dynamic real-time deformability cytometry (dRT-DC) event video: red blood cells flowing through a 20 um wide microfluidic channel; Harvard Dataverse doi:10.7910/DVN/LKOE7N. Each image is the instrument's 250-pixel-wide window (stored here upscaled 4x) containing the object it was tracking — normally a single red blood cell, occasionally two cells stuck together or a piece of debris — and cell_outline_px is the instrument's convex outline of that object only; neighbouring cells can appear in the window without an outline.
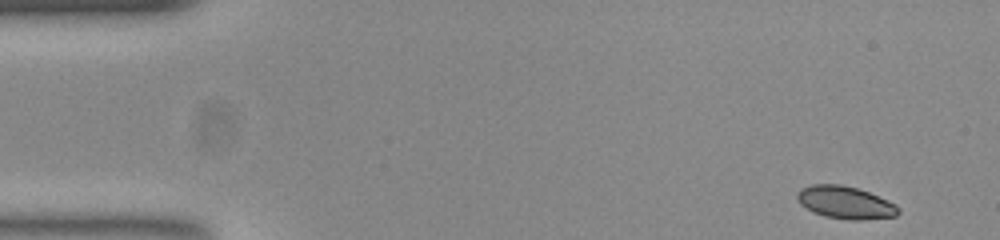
{"species": "common noctule bat (a hibernating species)", "species_latin": "Nyctalus noctula", "temperature_condition": "room temperature", "stored_images_in_passage": 50, "camera_frame_rate_fps": 3000, "um_per_image_px": 0.085, "animal": {"sex": "female", "body_mass_g": 23.0, "forearm_length_mm": 53.4}, "frame": {"image": 1, "passage_image": 1, "time_ms": 0.0, "image_size_px": [1000, 240], "cell_outline_px": [[900, 212], [896, 216], [860, 220], [848, 220], [824, 216], [812, 212], [800, 204], [796, 196], [796, 192], [800, 188], [812, 184], [840, 184], [856, 188], [868, 192], [888, 200], [896, 204], [900, 208]], "centroid_in_image_um": [71.83, 17.21], "position_along_channel_um": 13.2, "area_um2": 19.36}}
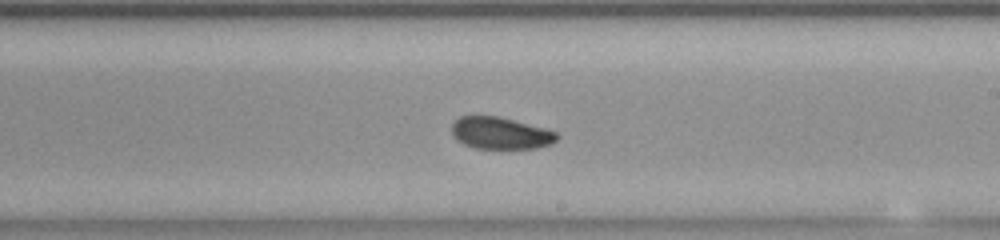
{"frame": {"image": 2, "passage_image": 28, "time_ms": 9.0, "image_size_px": [1000, 240], "cell_outline_px": [[560, 136], [552, 144], [536, 148], [476, 148], [464, 144], [456, 140], [452, 136], [452, 124], [460, 116], [496, 116], [544, 128], [556, 132]], "centroid_in_image_um": [42.53, 11.32], "position_along_channel_um": 246.5, "area_um2": 19.42}}
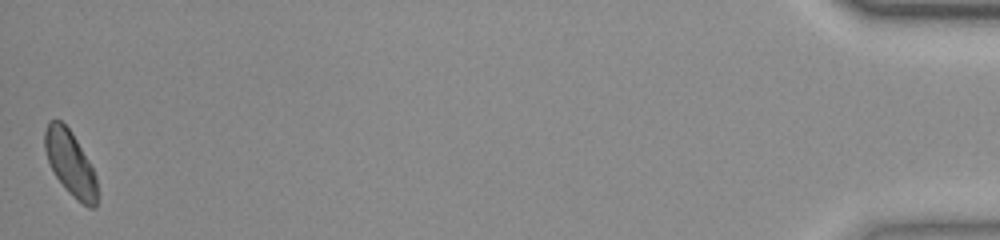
{"frame": {"image": 3, "passage_image": 50, "time_ms": 16.333, "image_size_px": [1000, 240], "cell_outline_px": [[96, 208], [88, 208], [72, 196], [64, 188], [56, 176], [48, 160], [44, 148], [44, 132], [48, 120], [60, 120], [72, 132], [88, 160], [96, 176]], "centroid_in_image_um": [5.96, 13.87], "position_along_channel_um": 429.2, "area_um2": 19.59}, "authors_computed_cell_mechanics": {"area_um2": 19.9988, "velocity_mm_per_s": 3.8478, "shape_relaxation_time_tau1_ms": null, "shape_relaxation_time_tau2_ms": 5.129, "deformation_change_tau1": null, "deformation_change_tau2": 0.0787}}